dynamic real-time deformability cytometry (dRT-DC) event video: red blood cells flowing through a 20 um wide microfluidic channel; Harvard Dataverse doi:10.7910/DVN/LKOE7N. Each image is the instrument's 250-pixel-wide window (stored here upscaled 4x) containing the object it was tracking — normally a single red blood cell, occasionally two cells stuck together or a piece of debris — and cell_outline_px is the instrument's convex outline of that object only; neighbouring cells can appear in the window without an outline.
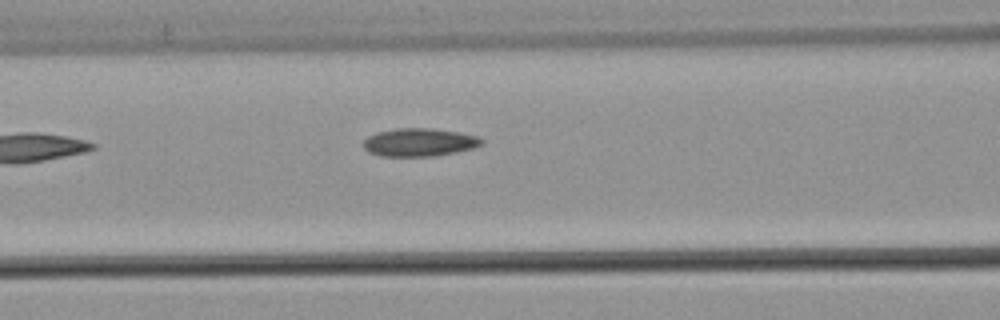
{"species": "common noctule bat (a hibernating species)", "species_latin": "Nyctalus noctula", "temperature_condition": "warm", "stored_images_in_passage": 5, "camera_frame_rate_fps": 3000, "um_per_image_px": 0.085, "animal": {"sex": "male", "body_mass_g": 21.5, "forearm_length_mm": 52.0}, "frame": {"image": 1, "passage_image": 5, "time_ms": 1.333, "image_size_px": [1000, 320], "cell_outline_px": [[484, 144], [472, 148], [456, 152], [432, 156], [380, 156], [368, 152], [364, 148], [364, 140], [368, 136], [376, 132], [396, 128], [436, 128], [460, 132], [480, 136], [484, 140]], "centroid_in_image_um": [35.67, 12.08], "position_along_channel_um": 130.9, "area_um2": 19.59}}